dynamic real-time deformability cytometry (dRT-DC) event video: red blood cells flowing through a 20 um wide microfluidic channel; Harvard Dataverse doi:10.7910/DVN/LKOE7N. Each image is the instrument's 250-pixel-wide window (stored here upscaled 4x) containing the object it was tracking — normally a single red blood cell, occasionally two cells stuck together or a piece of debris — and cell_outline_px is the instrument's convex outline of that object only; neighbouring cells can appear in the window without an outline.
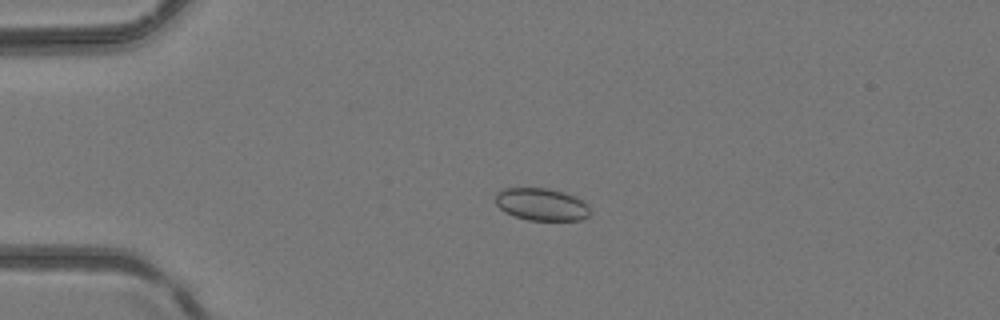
{"species": "common noctule bat (a hibernating species)", "species_latin": "Nyctalus noctula", "temperature_condition": "room temperature", "stored_images_in_passage": 3, "camera_frame_rate_fps": 3000, "um_per_image_px": 0.085, "animal": {"sex": "female", "body_mass_g": 24.6, "forearm_length_mm": 56.2}, "frame": {"image": 1, "passage_image": 3, "time_ms": 0.667, "image_size_px": [1000, 320], "cell_outline_px": [[588, 216], [580, 220], [528, 220], [504, 212], [496, 204], [496, 192], [500, 188], [548, 188], [564, 192], [576, 196], [584, 200], [588, 204]], "centroid_in_image_um": [46.02, 17.35], "position_along_channel_um": 39.0, "area_um2": 17.98}}